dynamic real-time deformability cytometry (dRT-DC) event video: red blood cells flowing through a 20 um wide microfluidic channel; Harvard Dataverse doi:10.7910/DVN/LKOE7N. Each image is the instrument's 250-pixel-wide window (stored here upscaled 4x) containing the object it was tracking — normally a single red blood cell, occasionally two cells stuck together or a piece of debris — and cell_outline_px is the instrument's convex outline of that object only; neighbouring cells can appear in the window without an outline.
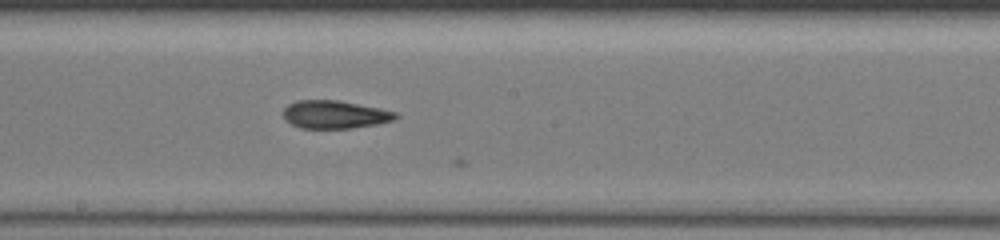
{"species": "common noctule bat (a hibernating species)", "species_latin": "Nyctalus noctula", "temperature_condition": "warm", "stored_images_in_passage": 25, "camera_frame_rate_fps": 3000, "um_per_image_px": 0.085, "animal": {"sex": "female", "body_mass_g": 19.5, "forearm_length_mm": 54.1}, "frame": {"image": 1, "passage_image": 16, "time_ms": 4.333, "image_size_px": [1000, 240], "cell_outline_px": [[400, 116], [392, 120], [376, 124], [352, 128], [300, 128], [284, 120], [284, 108], [288, 104], [296, 100], [336, 100], [380, 108], [396, 112]], "centroid_in_image_um": [28.44, 9.73], "position_along_channel_um": 219.8, "area_um2": 18.26}}
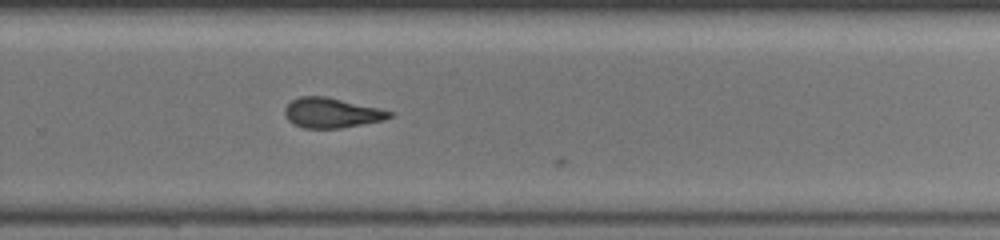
{"frame": {"image": 2, "passage_image": 23, "time_ms": 6.333, "image_size_px": [1000, 240], "cell_outline_px": [[396, 112], [392, 116], [384, 120], [340, 128], [304, 128], [288, 120], [284, 112], [284, 108], [292, 100], [300, 96], [324, 96], [380, 108]], "centroid_in_image_um": [28.21, 9.59], "position_along_channel_um": 301.6, "area_um2": 18.21}}